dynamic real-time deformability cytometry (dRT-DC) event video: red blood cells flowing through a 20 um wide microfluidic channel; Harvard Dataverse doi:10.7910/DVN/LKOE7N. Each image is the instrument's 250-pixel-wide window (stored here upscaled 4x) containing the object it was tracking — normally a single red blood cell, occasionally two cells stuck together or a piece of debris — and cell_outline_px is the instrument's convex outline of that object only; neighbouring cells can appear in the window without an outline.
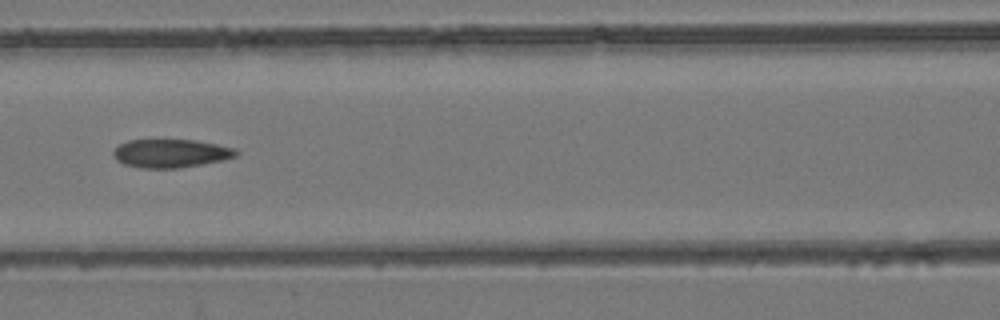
{"species": "common noctule bat (a hibernating species)", "species_latin": "Nyctalus noctula", "temperature_condition": "room temperature", "stored_images_in_passage": 9, "camera_frame_rate_fps": 3000, "um_per_image_px": 0.085, "animal": {"sex": "female", "body_mass_g": 24.6, "forearm_length_mm": 56.2}, "frame": {"image": 1, "passage_image": 8, "time_ms": 2.333, "image_size_px": [1000, 320], "cell_outline_px": [[240, 152], [236, 156], [224, 160], [180, 168], [140, 168], [124, 164], [116, 160], [112, 152], [120, 144], [128, 140], [192, 140], [216, 144], [236, 148]], "centroid_in_image_um": [14.53, 13.04], "position_along_channel_um": 152.1, "area_um2": 20.35}}
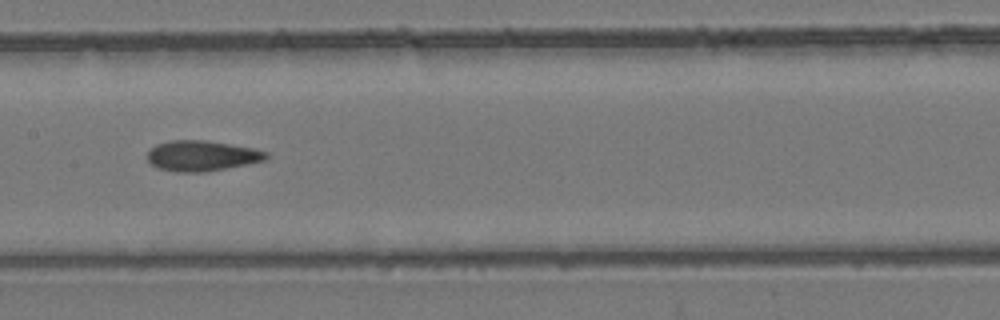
{"frame": {"image": 2, "passage_image": 9, "time_ms": 2.667, "image_size_px": [1000, 320], "cell_outline_px": [[268, 156], [264, 160], [204, 172], [176, 172], [156, 168], [148, 160], [148, 152], [156, 144], [172, 140], [204, 140], [252, 148], [268, 152]], "centroid_in_image_um": [17.1, 13.24], "position_along_channel_um": 190.3, "area_um2": 20.75}}